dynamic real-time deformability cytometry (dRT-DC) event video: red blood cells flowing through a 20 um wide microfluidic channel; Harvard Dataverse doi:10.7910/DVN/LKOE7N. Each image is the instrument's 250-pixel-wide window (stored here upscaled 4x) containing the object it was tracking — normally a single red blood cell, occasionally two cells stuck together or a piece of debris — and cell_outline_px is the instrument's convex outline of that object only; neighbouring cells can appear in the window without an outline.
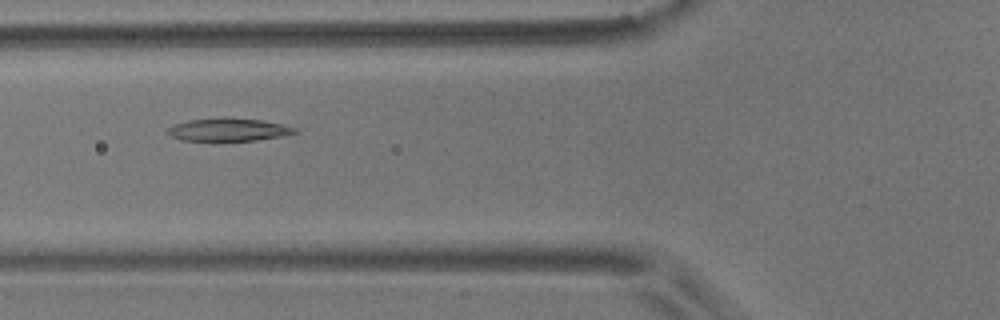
{"species": "common noctule bat (a hibernating species)", "species_latin": "Nyctalus noctula", "temperature_condition": "room temperature", "stored_images_in_passage": 9, "camera_frame_rate_fps": 3000, "um_per_image_px": 0.085, "animal": {"sex": "male", "body_mass_g": 17.9}, "frame": {"image": 1, "passage_image": 2, "time_ms": 0.333, "image_size_px": [1000, 320], "cell_outline_px": [[300, 132], [284, 136], [256, 140], [180, 140], [164, 132], [172, 124], [188, 120], [224, 116], [260, 120], [280, 124], [296, 128]], "centroid_in_image_um": [19.39, 11.0], "position_along_channel_um": 106.4, "area_um2": 17.17}}
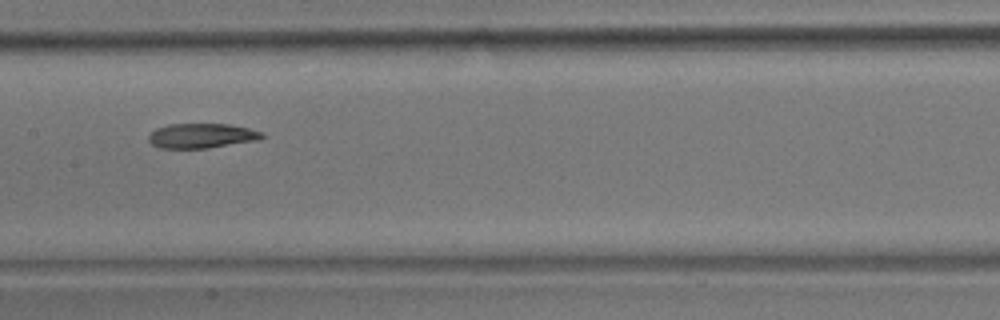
{"frame": {"image": 2, "passage_image": 4, "time_ms": 1.0, "image_size_px": [1000, 320], "cell_outline_px": [[264, 136], [260, 140], [208, 148], [160, 148], [152, 144], [148, 140], [148, 136], [156, 128], [168, 124], [228, 124], [248, 128], [264, 132]], "centroid_in_image_um": [17.16, 11.54], "position_along_channel_um": 190.2, "area_um2": 16.42}}
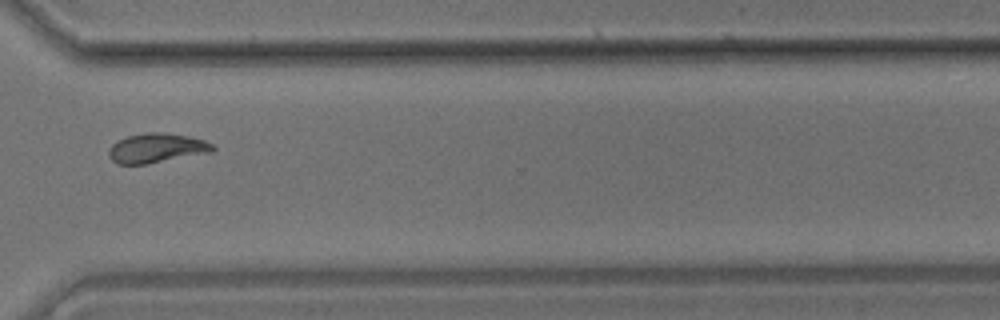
{"frame": {"image": 3, "passage_image": 8, "time_ms": 2.333, "image_size_px": [1000, 320], "cell_outline_px": [[216, 148], [212, 152], [144, 164], [116, 164], [108, 156], [108, 148], [116, 140], [128, 136], [148, 132], [164, 132], [188, 136], [204, 140], [212, 144]], "centroid_in_image_um": [13.28, 12.58], "position_along_channel_um": 357.3, "area_um2": 17.86}}